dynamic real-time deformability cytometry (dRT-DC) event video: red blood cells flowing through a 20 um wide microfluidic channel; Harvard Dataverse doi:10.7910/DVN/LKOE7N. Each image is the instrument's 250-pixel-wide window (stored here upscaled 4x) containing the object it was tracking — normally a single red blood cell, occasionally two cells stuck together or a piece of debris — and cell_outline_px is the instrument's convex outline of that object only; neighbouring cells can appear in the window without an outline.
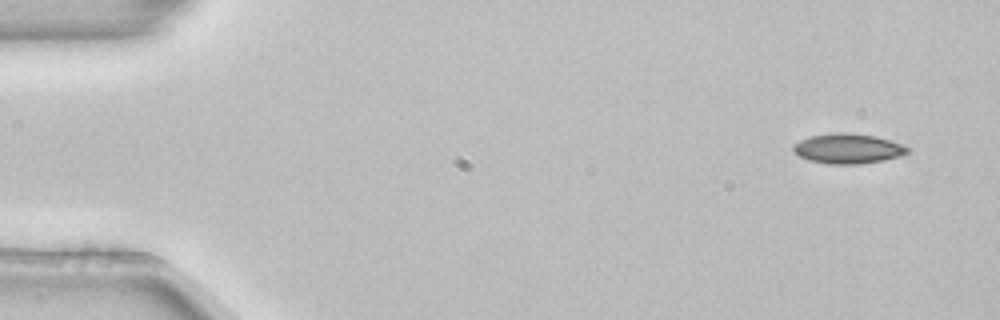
{"species": "common noctule bat (a hibernating species)", "species_latin": "Nyctalus noctula", "temperature_condition": "room temperature", "stored_images_in_passage": 6, "camera_frame_rate_fps": 3000, "um_per_image_px": 0.085, "animal": {"sex": "female", "body_mass_g": 22.7, "forearm_length_mm": 54.2}, "frame": {"image": 1, "passage_image": 1, "time_ms": 0.0, "image_size_px": [1000, 320], "cell_outline_px": [[912, 148], [908, 152], [900, 156], [884, 160], [860, 164], [828, 164], [808, 160], [800, 156], [792, 148], [792, 144], [808, 136], [832, 132], [848, 132], [876, 136], [904, 144]], "centroid_in_image_um": [72.09, 12.62], "position_along_channel_um": 12.9, "area_um2": 20.29}}
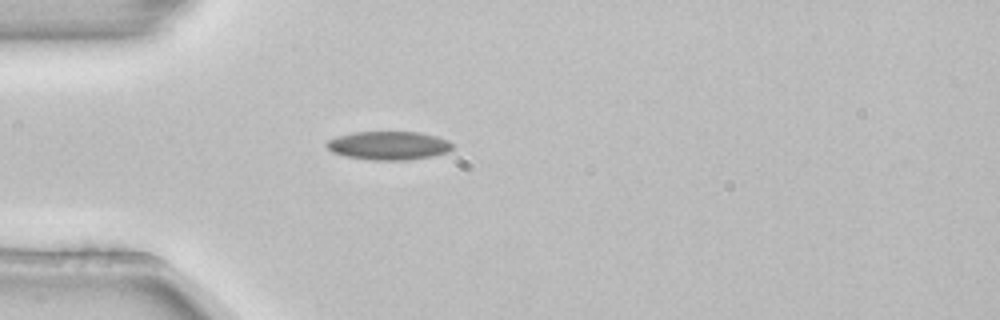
{"frame": {"image": 2, "passage_image": 4, "time_ms": 1.0, "image_size_px": [1000, 320], "cell_outline_px": [[452, 148], [448, 152], [432, 156], [408, 160], [372, 160], [348, 156], [332, 152], [324, 144], [328, 140], [336, 136], [352, 132], [420, 132], [436, 136], [448, 140], [452, 144]], "centroid_in_image_um": [33.03, 12.36], "position_along_channel_um": 52.0, "area_um2": 20.92}}